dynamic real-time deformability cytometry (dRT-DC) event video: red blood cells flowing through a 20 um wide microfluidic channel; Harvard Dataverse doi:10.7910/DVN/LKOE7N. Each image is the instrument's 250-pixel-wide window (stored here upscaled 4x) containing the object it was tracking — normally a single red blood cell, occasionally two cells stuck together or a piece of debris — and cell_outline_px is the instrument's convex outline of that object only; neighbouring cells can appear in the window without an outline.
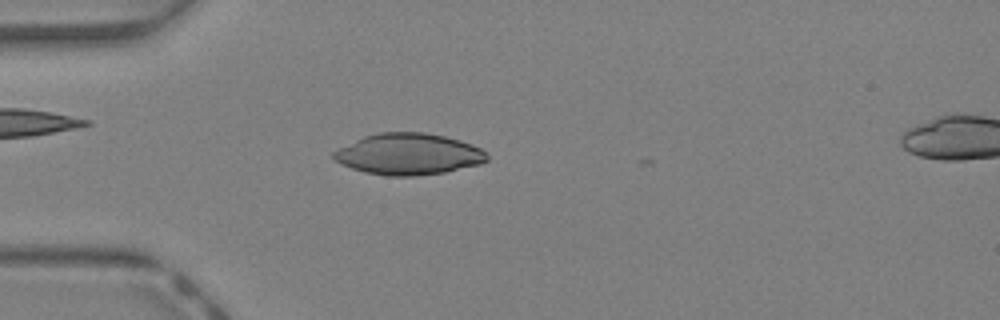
{"species": "Egyptian fruit bat (a non-hibernating species)", "species_latin": "Rousettus aegyptiacus", "temperature_condition": "warm", "stored_images_in_passage": 17, "camera_frame_rate_fps": 3000, "um_per_image_px": 0.085, "animal": {"sex": "female"}, "frame": {"image": 1, "passage_image": 12, "time_ms": 3.667, "image_size_px": [1000, 320], "cell_outline_px": [[488, 160], [480, 164], [444, 172], [412, 176], [384, 176], [364, 172], [352, 168], [336, 160], [332, 156], [332, 152], [364, 136], [380, 132], [424, 132], [444, 136], [460, 140], [472, 144], [488, 152]], "centroid_in_image_um": [34.76, 13.1], "position_along_channel_um": 50.2, "area_um2": 36.82}}